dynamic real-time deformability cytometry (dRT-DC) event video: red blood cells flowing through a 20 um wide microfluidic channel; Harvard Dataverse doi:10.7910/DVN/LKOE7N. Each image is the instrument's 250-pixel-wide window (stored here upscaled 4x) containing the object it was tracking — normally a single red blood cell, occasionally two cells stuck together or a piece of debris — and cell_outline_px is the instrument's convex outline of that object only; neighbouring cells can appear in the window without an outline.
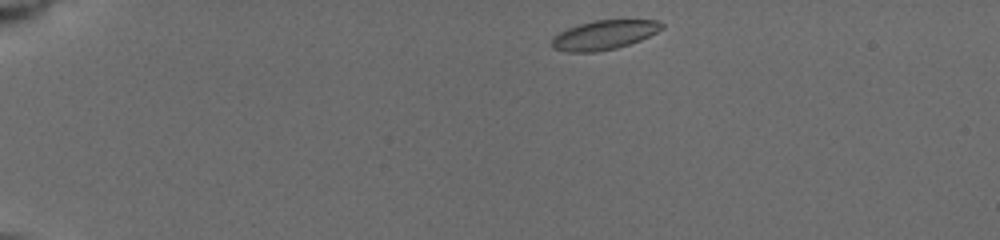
{"species": "common noctule bat (a hibernating species)", "species_latin": "Nyctalus noctula", "temperature_condition": "cold", "stored_images_in_passage": 4, "camera_frame_rate_fps": 3000, "um_per_image_px": 0.085, "animal": {"sex": "female", "body_mass_g": 19.5, "forearm_length_mm": 54.1}, "frame": {"image": 1, "passage_image": 1, "time_ms": 0.0, "image_size_px": [1000, 240], "cell_outline_px": [[664, 28], [640, 40], [616, 48], [596, 52], [564, 52], [552, 48], [552, 36], [568, 28], [580, 24], [596, 20], [656, 20], [664, 24]], "centroid_in_image_um": [51.32, 2.98], "position_along_channel_um": 33.7, "area_um2": 18.67}}